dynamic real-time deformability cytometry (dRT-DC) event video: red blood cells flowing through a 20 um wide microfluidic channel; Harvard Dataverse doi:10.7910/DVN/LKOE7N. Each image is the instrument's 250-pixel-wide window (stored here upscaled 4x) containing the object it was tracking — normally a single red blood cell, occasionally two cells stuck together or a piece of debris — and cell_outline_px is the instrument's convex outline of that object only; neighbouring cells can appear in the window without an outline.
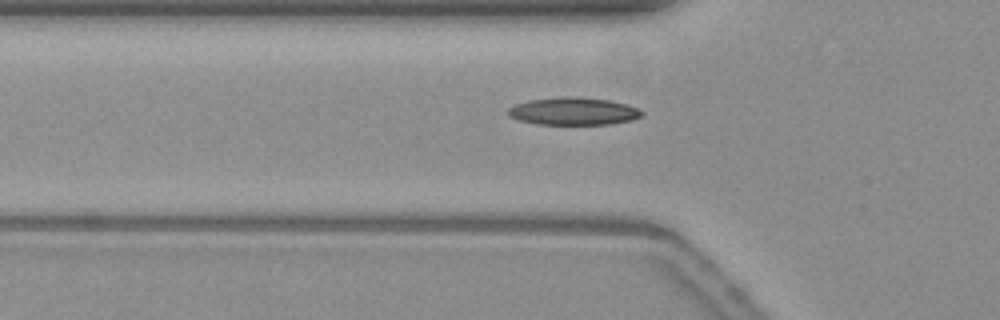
{"species": "common noctule bat (a hibernating species)", "species_latin": "Nyctalus noctula", "temperature_condition": "warm", "stored_images_in_passage": 35, "camera_frame_rate_fps": 3000, "um_per_image_px": 0.085, "animal": {"sex": "female", "body_mass_g": 19.3, "forearm_length_mm": 54.1}, "frame": {"image": 1, "passage_image": 5, "time_ms": 1.333, "image_size_px": [1000, 320], "cell_outline_px": [[644, 112], [640, 116], [632, 120], [608, 124], [536, 124], [520, 120], [508, 116], [508, 108], [516, 104], [528, 100], [560, 96], [572, 96], [608, 100], [628, 104], [640, 108]], "centroid_in_image_um": [48.74, 9.44], "position_along_channel_um": 77.1, "area_um2": 21.56}}
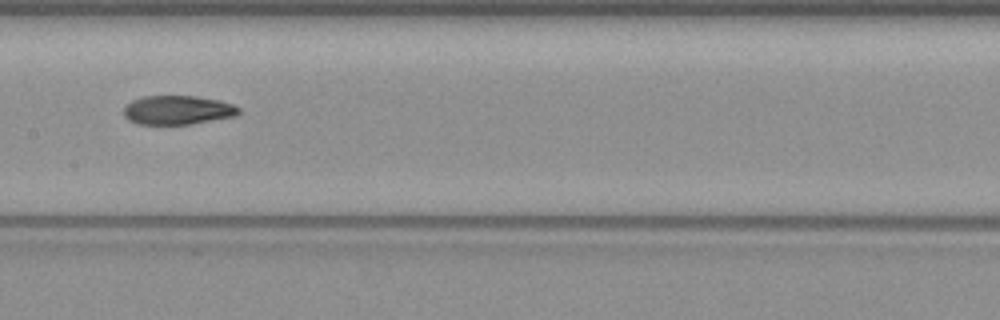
{"frame": {"image": 2, "passage_image": 14, "time_ms": 4.333, "image_size_px": [1000, 320], "cell_outline_px": [[240, 112], [236, 116], [192, 124], [140, 124], [128, 120], [124, 116], [124, 108], [132, 100], [144, 96], [196, 96], [220, 100], [232, 104], [240, 108]], "centroid_in_image_um": [15.12, 9.35], "position_along_channel_um": 192.3, "area_um2": 19.48}}
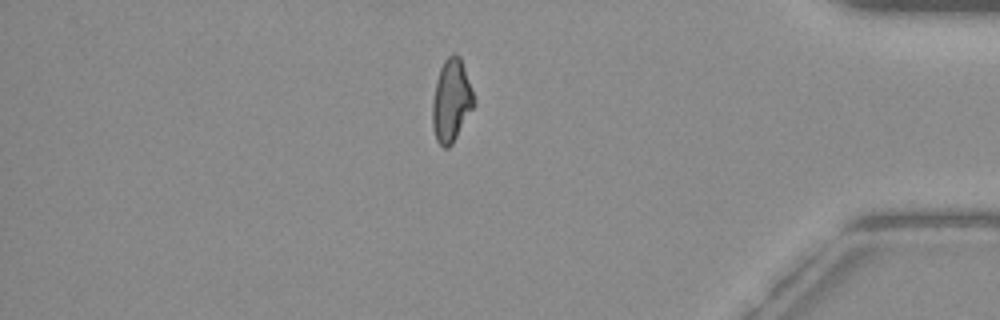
{"frame": {"image": 3, "passage_image": 33, "time_ms": 10.667, "image_size_px": [1000, 320], "cell_outline_px": [[476, 104], [452, 144], [448, 148], [444, 148], [436, 140], [432, 128], [432, 100], [436, 80], [440, 68], [444, 60], [452, 52], [456, 52], [460, 56], [476, 100]], "centroid_in_image_um": [38.36, 8.54], "position_along_channel_um": 396.8, "area_um2": 20.29}}